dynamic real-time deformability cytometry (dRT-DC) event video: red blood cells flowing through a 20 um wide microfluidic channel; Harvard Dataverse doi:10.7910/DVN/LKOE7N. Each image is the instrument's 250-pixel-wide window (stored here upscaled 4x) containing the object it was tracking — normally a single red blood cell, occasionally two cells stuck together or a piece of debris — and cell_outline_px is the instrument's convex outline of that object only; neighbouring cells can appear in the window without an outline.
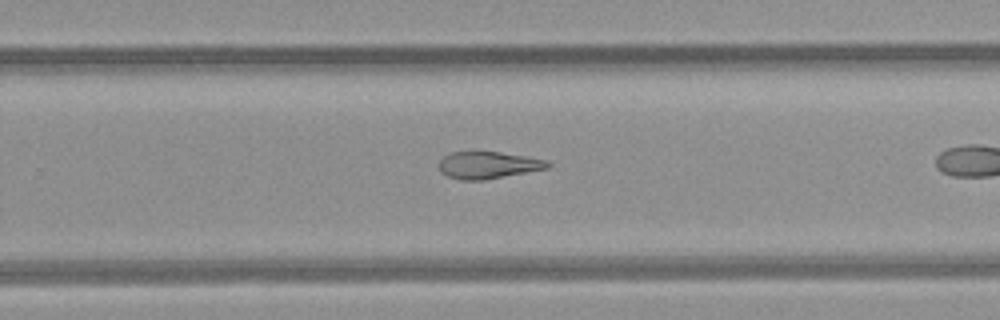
{"species": "common noctule bat (a hibernating species)", "species_latin": "Nyctalus noctula", "temperature_condition": "room temperature", "stored_images_in_passage": 27, "camera_frame_rate_fps": 3000, "um_per_image_px": 0.085, "animal": {"sex": "female", "body_mass_g": 21.9}, "frame": {"image": 1, "passage_image": 20, "time_ms": 6.333, "image_size_px": [1000, 320], "cell_outline_px": [[552, 164], [548, 168], [480, 180], [464, 180], [448, 176], [440, 168], [440, 160], [444, 156], [452, 152], [496, 152], [544, 160]], "centroid_in_image_um": [41.47, 14.03], "position_along_channel_um": 288.3, "area_um2": 16.36}}